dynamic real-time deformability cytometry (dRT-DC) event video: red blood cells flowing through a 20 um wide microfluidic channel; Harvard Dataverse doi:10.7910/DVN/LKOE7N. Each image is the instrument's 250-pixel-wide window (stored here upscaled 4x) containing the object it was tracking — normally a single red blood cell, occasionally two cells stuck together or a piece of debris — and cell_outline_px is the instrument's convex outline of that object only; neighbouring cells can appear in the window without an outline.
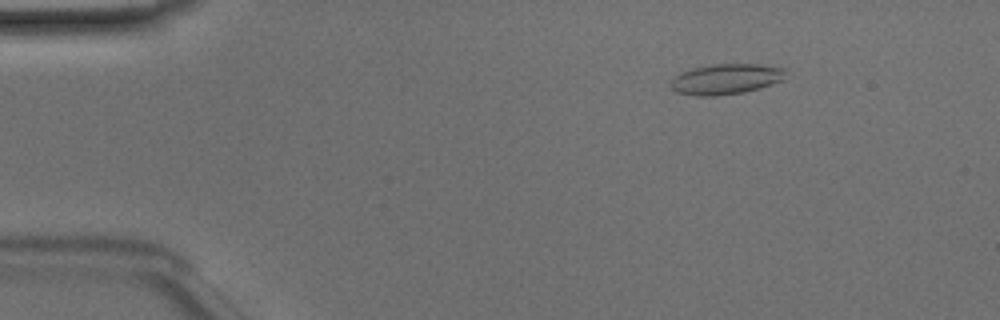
{"species": "Egyptian fruit bat (a non-hibernating species)", "species_latin": "Rousettus aegyptiacus", "temperature_condition": "room temperature", "stored_images_in_passage": 49, "camera_frame_rate_fps": 3000, "um_per_image_px": 0.085, "animal": {"sex": "male"}, "frame": {"image": 1, "passage_image": 7, "time_ms": 2.0, "image_size_px": [1000, 320], "cell_outline_px": [[784, 80], [760, 88], [744, 92], [716, 96], [696, 96], [676, 92], [672, 88], [672, 80], [680, 72], [692, 68], [712, 64], [756, 64], [784, 68]], "centroid_in_image_um": [61.7, 6.72], "position_along_channel_um": 23.3, "area_um2": 20.35}}
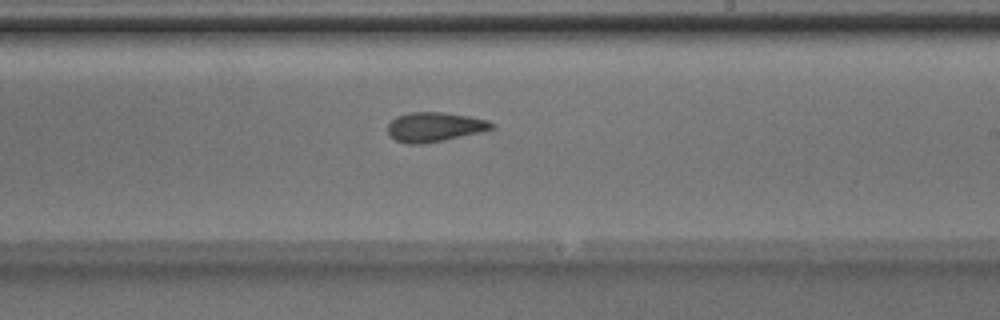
{"frame": {"image": 2, "passage_image": 29, "time_ms": 9.333, "image_size_px": [1000, 320], "cell_outline_px": [[496, 128], [484, 132], [444, 140], [420, 144], [408, 144], [396, 140], [388, 136], [388, 124], [396, 116], [408, 112], [444, 112], [468, 116], [488, 120], [496, 124]], "centroid_in_image_um": [36.97, 10.79], "position_along_channel_um": 252.0, "area_um2": 18.15}}
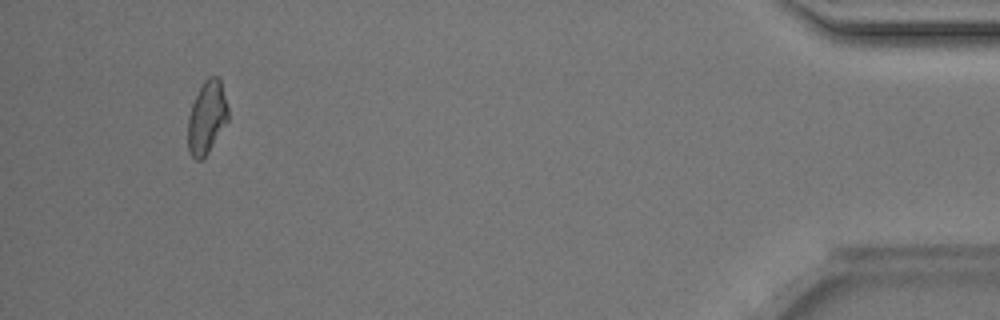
{"frame": {"image": 3, "passage_image": 46, "time_ms": 15.0, "image_size_px": [1000, 320], "cell_outline_px": [[228, 120], [208, 152], [200, 160], [196, 160], [188, 152], [188, 116], [192, 104], [204, 80], [208, 76], [216, 76], [220, 80], [228, 108]], "centroid_in_image_um": [17.57, 9.98], "position_along_channel_um": 417.6, "area_um2": 16.82}, "authors_computed_cell_mechanics": {"area_um2": 17.8024, "velocity_mm_per_s": 4.1772, "shape_relaxation_time_tau1_ms": 8.7258, "shape_relaxation_time_tau2_ms": 3.7898, "deformation_change_tau1": 0.2198, "deformation_change_tau2": 0.1024}}